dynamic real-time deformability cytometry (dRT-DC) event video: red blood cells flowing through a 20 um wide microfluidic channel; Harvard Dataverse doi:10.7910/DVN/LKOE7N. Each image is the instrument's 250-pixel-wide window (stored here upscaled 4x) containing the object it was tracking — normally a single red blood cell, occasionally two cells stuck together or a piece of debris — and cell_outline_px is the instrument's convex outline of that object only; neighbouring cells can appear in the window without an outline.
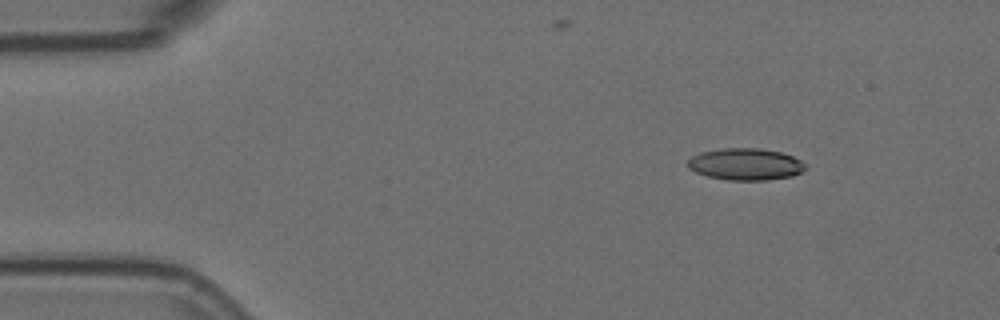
{"species": "Egyptian fruit bat (a non-hibernating species)", "species_latin": "Rousettus aegyptiacus", "temperature_condition": "room temperature", "stored_images_in_passage": 5, "camera_frame_rate_fps": 3000, "um_per_image_px": 0.085, "animal": {"sex": "female"}, "frame": {"image": 1, "passage_image": 2, "time_ms": 0.333, "image_size_px": [1000, 320], "cell_outline_px": [[808, 168], [792, 176], [768, 180], [728, 180], [708, 176], [696, 172], [688, 168], [688, 160], [692, 156], [700, 152], [724, 148], [760, 148], [780, 152], [792, 156], [800, 160]], "centroid_in_image_um": [63.37, 13.96], "position_along_channel_um": 21.6, "area_um2": 21.79}}
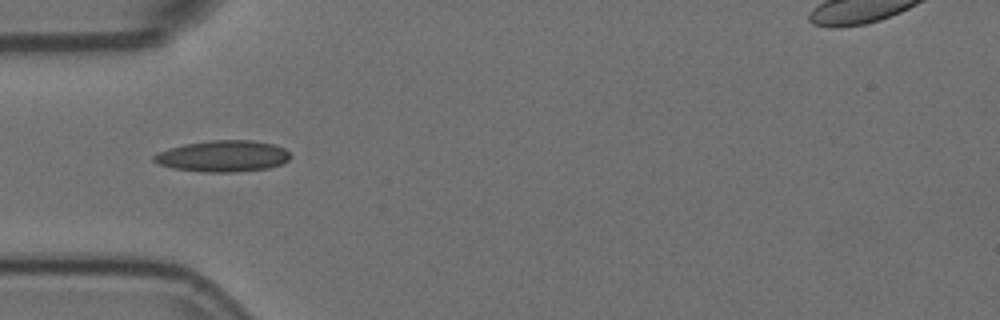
{"frame": {"image": 2, "passage_image": 5, "time_ms": 1.333, "image_size_px": [1000, 320], "cell_outline_px": [[292, 156], [288, 160], [280, 164], [268, 168], [236, 172], [204, 172], [172, 168], [160, 164], [152, 160], [152, 156], [168, 148], [184, 144], [212, 140], [252, 140], [272, 144], [284, 148]], "centroid_in_image_um": [18.95, 13.27], "position_along_channel_um": 66.1, "area_um2": 24.85}}